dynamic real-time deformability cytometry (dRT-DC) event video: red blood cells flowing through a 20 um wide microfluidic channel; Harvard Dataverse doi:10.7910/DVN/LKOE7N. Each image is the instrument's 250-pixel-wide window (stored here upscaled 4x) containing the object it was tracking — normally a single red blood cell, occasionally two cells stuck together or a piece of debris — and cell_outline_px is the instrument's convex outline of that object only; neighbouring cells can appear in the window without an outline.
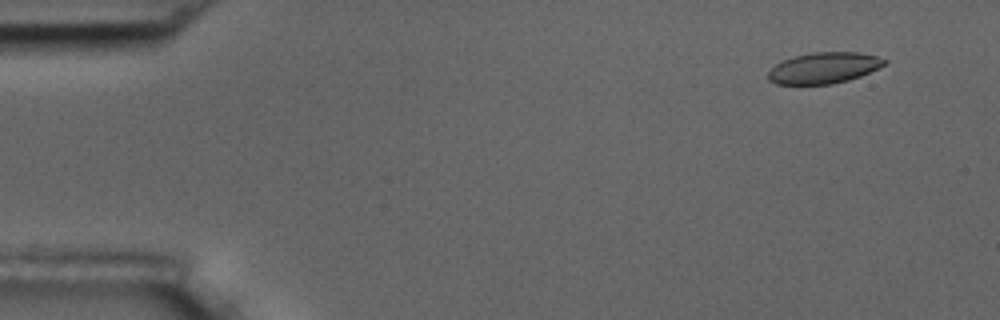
{"species": "common noctule bat (a hibernating species)", "species_latin": "Nyctalus noctula", "temperature_condition": "room temperature", "stored_images_in_passage": 6, "camera_frame_rate_fps": 3000, "um_per_image_px": 0.085, "animal": {"sex": "male", "body_mass_g": 17.5, "forearm_length_mm": 52.3}, "frame": {"image": 1, "passage_image": 2, "time_ms": 1.0, "image_size_px": [1000, 320], "cell_outline_px": [[888, 60], [884, 64], [860, 76], [848, 80], [832, 84], [776, 84], [768, 80], [768, 72], [776, 64], [784, 60], [796, 56], [812, 52], [860, 52], [876, 56]], "centroid_in_image_um": [70.01, 5.77], "position_along_channel_um": 15.0, "area_um2": 20.81}}
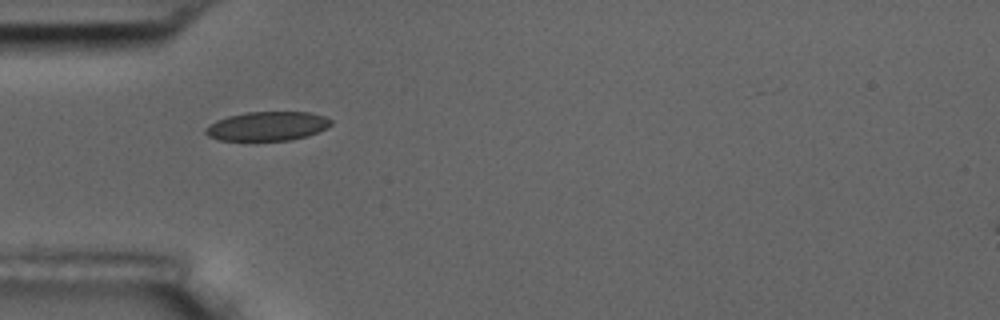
{"frame": {"image": 2, "passage_image": 5, "time_ms": 5.333, "image_size_px": [1000, 320], "cell_outline_px": [[332, 124], [328, 128], [308, 136], [288, 140], [220, 140], [208, 136], [204, 132], [204, 128], [208, 124], [216, 120], [228, 116], [248, 112], [312, 112], [324, 116], [332, 120]], "centroid_in_image_um": [22.73, 10.72], "position_along_channel_um": 62.3, "area_um2": 21.39}}